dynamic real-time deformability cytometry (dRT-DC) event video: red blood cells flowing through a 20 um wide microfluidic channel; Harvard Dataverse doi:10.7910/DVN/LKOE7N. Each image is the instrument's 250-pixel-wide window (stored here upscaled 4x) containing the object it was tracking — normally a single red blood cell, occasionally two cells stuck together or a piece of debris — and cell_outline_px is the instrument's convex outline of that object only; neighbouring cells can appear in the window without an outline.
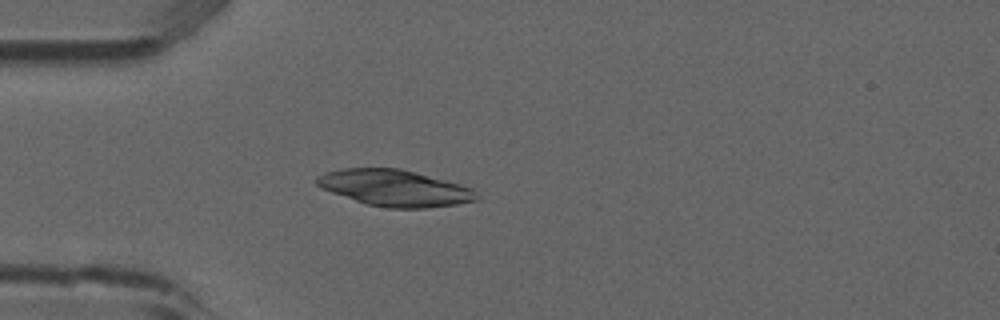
{"species": "common noctule bat (a hibernating species)", "species_latin": "Nyctalus noctula", "temperature_condition": "room temperature", "stored_images_in_passage": 1, "camera_frame_rate_fps": 3000, "um_per_image_px": 0.085, "animal": {"sex": "male", "forearm_length_mm": 52.5}, "frame": {"image": 1, "passage_image": 1, "time_ms": 0.0, "image_size_px": [1000, 320], "cell_outline_px": [[480, 196], [476, 200], [456, 204], [428, 208], [388, 208], [368, 204], [332, 192], [316, 184], [316, 176], [324, 172], [340, 168], [400, 168], [416, 172], [460, 184], [472, 188]], "centroid_in_image_um": [33.56, 15.97], "position_along_channel_um": 51.4, "area_um2": 33.7}}